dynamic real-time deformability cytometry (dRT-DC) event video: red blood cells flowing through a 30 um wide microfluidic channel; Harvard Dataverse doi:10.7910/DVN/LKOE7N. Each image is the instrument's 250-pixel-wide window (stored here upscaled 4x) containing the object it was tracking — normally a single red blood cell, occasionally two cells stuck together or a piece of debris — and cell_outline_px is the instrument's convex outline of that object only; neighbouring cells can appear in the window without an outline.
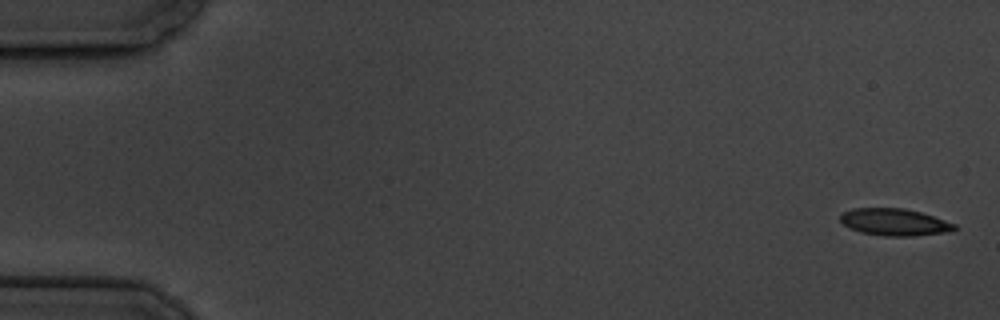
{"species": "common noctule bat (a hibernating species)", "species_latin": "Nyctalus noctula", "temperature_condition": "cold", "stored_images_in_passage": 7, "camera_frame_rate_fps": 3000, "um_per_image_px": 0.085, "animal": {"sex": "male", "body_mass_g": 19.5, "forearm_length_mm": 54.6}, "frame": {"image": 1, "passage_image": 1, "time_ms": 0.0, "image_size_px": [1000, 320], "cell_outline_px": [[956, 228], [944, 232], [916, 236], [884, 236], [860, 232], [844, 224], [840, 220], [840, 216], [844, 212], [852, 208], [904, 208], [920, 212], [956, 224]], "centroid_in_image_um": [76.01, 18.88], "position_along_channel_um": 9.0, "area_um2": 17.74}}
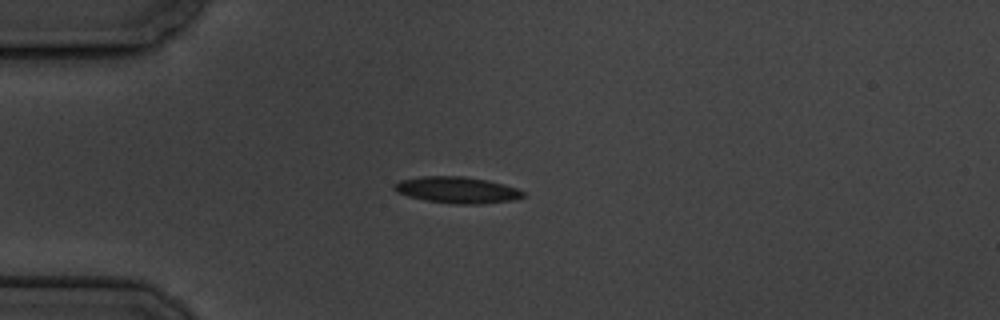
{"frame": {"image": 2, "passage_image": 5, "time_ms": 4.667, "image_size_px": [1000, 320], "cell_outline_px": [[524, 196], [516, 200], [480, 204], [456, 204], [424, 200], [408, 196], [396, 192], [392, 188], [392, 184], [400, 180], [420, 176], [464, 176], [488, 180], [504, 184], [516, 188], [524, 192]], "centroid_in_image_um": [38.83, 16.14], "position_along_channel_um": 46.2, "area_um2": 20.06}}
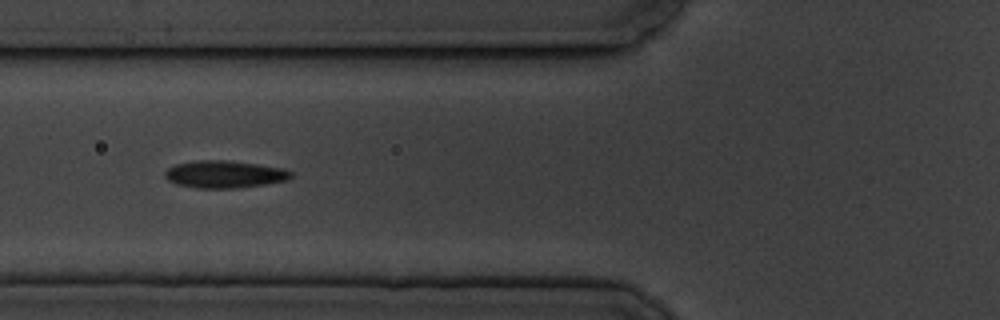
{"frame": {"image": 3, "passage_image": 7, "time_ms": 7.0, "image_size_px": [1000, 320], "cell_outline_px": [[292, 176], [288, 180], [264, 184], [236, 188], [196, 188], [176, 184], [168, 180], [164, 176], [164, 172], [168, 168], [176, 164], [196, 160], [228, 160], [284, 168], [292, 172]], "centroid_in_image_um": [19.07, 14.81], "position_along_channel_um": 106.7, "area_um2": 20.11}}